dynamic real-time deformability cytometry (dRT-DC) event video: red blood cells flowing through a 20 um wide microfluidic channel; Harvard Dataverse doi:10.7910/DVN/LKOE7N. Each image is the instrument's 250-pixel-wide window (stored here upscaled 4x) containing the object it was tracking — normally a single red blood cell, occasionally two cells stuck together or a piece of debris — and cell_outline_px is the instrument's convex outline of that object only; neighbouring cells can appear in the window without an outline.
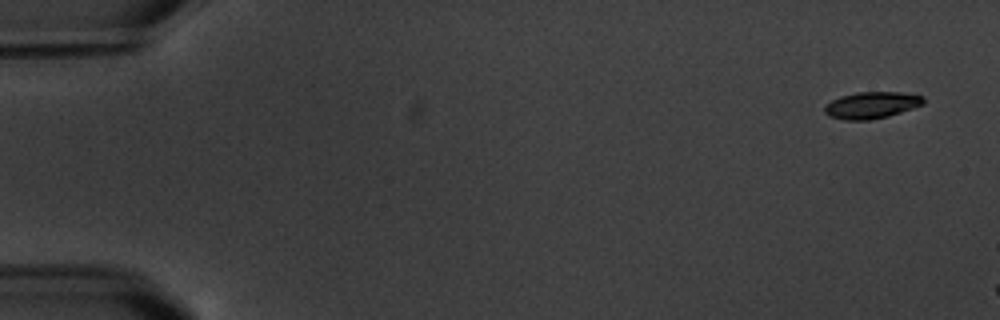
{"species": "common noctule bat (a hibernating species)", "species_latin": "Nyctalus noctula", "temperature_condition": "warm", "stored_images_in_passage": 3, "camera_frame_rate_fps": 3000, "um_per_image_px": 0.085, "animal": {"sex": "male", "body_mass_g": 20.1, "forearm_length_mm": 53.5}, "frame": {"image": 1, "passage_image": 1, "time_ms": 0.0, "image_size_px": [1000, 320], "cell_outline_px": [[924, 104], [888, 116], [868, 120], [844, 120], [828, 116], [824, 112], [824, 108], [832, 100], [840, 96], [856, 92], [900, 92], [924, 96]], "centroid_in_image_um": [74.07, 8.93], "position_along_channel_um": 10.9, "area_um2": 15.32}}